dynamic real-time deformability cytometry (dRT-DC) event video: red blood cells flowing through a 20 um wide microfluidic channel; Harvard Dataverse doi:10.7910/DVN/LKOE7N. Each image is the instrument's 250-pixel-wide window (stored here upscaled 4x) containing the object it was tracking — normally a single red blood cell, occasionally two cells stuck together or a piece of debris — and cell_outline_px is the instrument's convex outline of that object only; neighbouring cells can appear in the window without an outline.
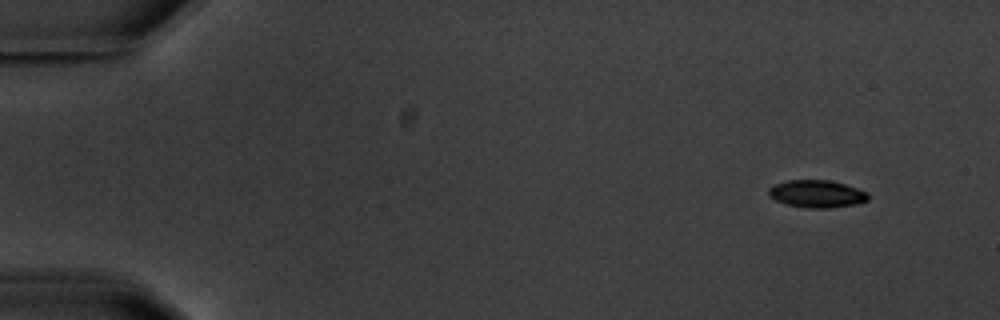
{"species": "common noctule bat (a hibernating species)", "species_latin": "Nyctalus noctula", "temperature_condition": "warm", "stored_images_in_passage": 6, "camera_frame_rate_fps": 3000, "um_per_image_px": 0.085, "animal": {"sex": "male", "body_mass_g": 20.1, "forearm_length_mm": 53.5}, "frame": {"image": 1, "passage_image": 1, "time_ms": 0.0, "image_size_px": [1000, 320], "cell_outline_px": [[868, 200], [856, 204], [828, 208], [808, 208], [788, 204], [776, 200], [768, 196], [768, 188], [776, 184], [788, 180], [828, 180], [844, 184], [868, 192]], "centroid_in_image_um": [69.42, 16.47], "position_along_channel_um": 15.6, "area_um2": 15.78}}
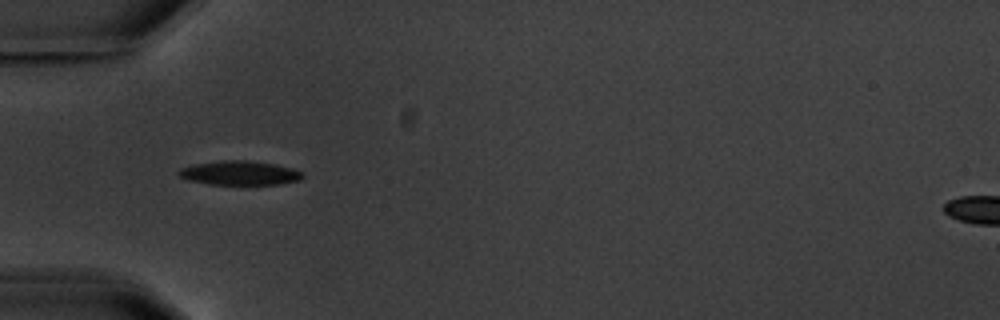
{"frame": {"image": 2, "passage_image": 5, "time_ms": 4.667, "image_size_px": [1000, 320], "cell_outline_px": [[304, 176], [300, 180], [280, 184], [208, 184], [188, 180], [180, 176], [176, 172], [180, 168], [192, 164], [220, 160], [248, 160], [276, 164], [292, 168], [304, 172]], "centroid_in_image_um": [20.37, 14.69], "position_along_channel_um": 64.6, "area_um2": 17.63}}